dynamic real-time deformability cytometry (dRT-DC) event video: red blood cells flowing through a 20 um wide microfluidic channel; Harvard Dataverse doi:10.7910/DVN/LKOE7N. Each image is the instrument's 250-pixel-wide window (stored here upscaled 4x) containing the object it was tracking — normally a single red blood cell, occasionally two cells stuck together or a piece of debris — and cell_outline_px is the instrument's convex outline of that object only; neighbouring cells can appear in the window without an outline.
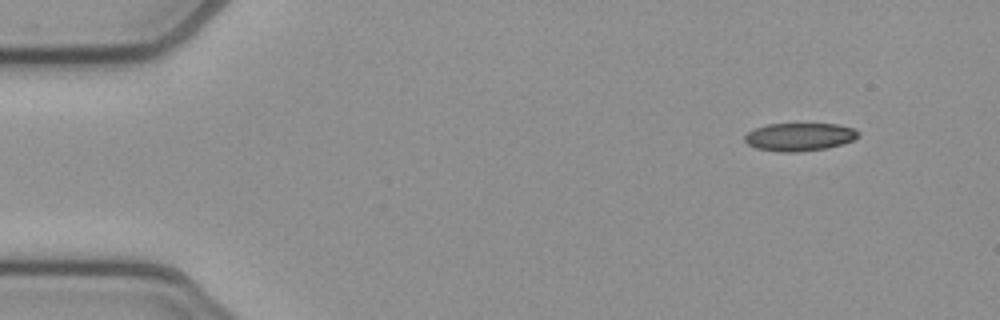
{"species": "common noctule bat (a hibernating species)", "species_latin": "Nyctalus noctula", "temperature_condition": "cold", "stored_images_in_passage": 11, "camera_frame_rate_fps": 3000, "um_per_image_px": 0.085, "animal": {"sex": "female", "body_mass_g": 21.9}, "frame": {"image": 1, "passage_image": 1, "time_ms": 0.0, "image_size_px": [1000, 320], "cell_outline_px": [[860, 136], [852, 140], [828, 148], [796, 152], [780, 152], [756, 148], [748, 144], [744, 140], [744, 136], [748, 132], [756, 128], [768, 124], [836, 124], [852, 128], [860, 132]], "centroid_in_image_um": [67.95, 11.64], "position_along_channel_um": 17.1, "area_um2": 18.44}}
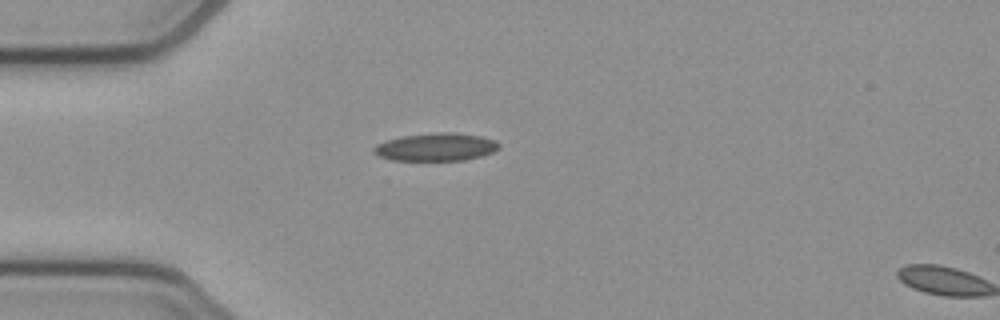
{"frame": {"image": 2, "passage_image": 10, "time_ms": 3.0, "image_size_px": [1000, 320], "cell_outline_px": [[500, 148], [492, 152], [480, 156], [464, 160], [392, 160], [380, 156], [372, 152], [372, 148], [376, 144], [388, 140], [404, 136], [440, 132], [452, 132], [480, 136], [496, 140], [500, 144]], "centroid_in_image_um": [37.07, 12.5], "position_along_channel_um": 47.9, "area_um2": 20.17}}